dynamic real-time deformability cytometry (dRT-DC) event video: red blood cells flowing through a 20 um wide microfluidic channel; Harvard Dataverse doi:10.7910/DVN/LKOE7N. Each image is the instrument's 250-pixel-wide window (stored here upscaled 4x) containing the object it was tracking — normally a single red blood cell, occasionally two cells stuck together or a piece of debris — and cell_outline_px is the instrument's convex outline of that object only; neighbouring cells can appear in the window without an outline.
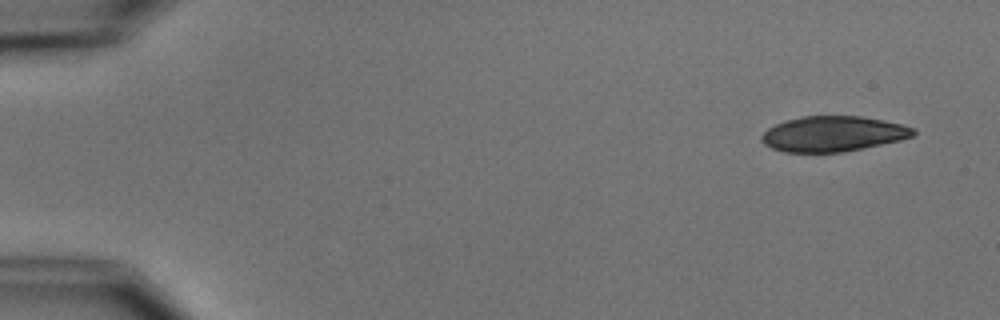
{"species": "common noctule bat (a hibernating species)", "species_latin": "Nyctalus noctula", "temperature_condition": "cold", "stored_images_in_passage": 6, "camera_frame_rate_fps": 3000, "um_per_image_px": 0.085, "animal": {"sex": "male", "body_mass_g": 15.6}, "frame": {"image": 1, "passage_image": 1, "time_ms": 0.0, "image_size_px": [1000, 320], "cell_outline_px": [[916, 132], [912, 136], [900, 140], [840, 152], [784, 152], [772, 148], [764, 144], [760, 140], [760, 136], [768, 128], [776, 124], [788, 120], [804, 116], [860, 116], [884, 120], [904, 124], [916, 128]], "centroid_in_image_um": [70.81, 11.37], "position_along_channel_um": 14.2, "area_um2": 31.1}}